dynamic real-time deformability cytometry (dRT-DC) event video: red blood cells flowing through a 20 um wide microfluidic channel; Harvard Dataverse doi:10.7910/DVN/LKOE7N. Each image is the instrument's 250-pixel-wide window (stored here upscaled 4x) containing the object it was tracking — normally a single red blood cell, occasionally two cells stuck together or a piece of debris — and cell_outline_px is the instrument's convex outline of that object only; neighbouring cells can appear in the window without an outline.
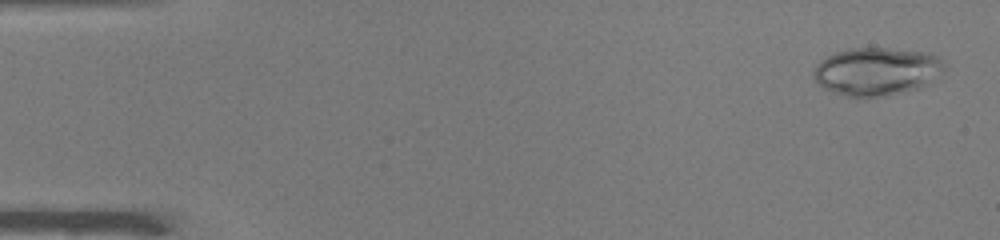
{"species": "common noctule bat (a hibernating species)", "species_latin": "Nyctalus noctula", "temperature_condition": "warm", "stored_images_in_passage": 50, "camera_frame_rate_fps": 3000, "um_per_image_px": 0.085, "animal": {"sex": "male", "body_mass_g": 19.0, "forearm_length_mm": 50.8}, "frame": {"image": 1, "passage_image": 2, "time_ms": 0.333, "image_size_px": [1000, 240], "cell_outline_px": [[944, 68], [920, 88], [904, 92], [884, 96], [856, 100], [832, 92], [816, 84], [812, 76], [812, 72], [816, 64], [820, 60], [836, 52], [852, 48], [884, 48], [928, 52], [940, 56], [944, 64]], "centroid_in_image_um": [74.44, 6.1], "position_along_channel_um": 10.6, "area_um2": 37.05}}
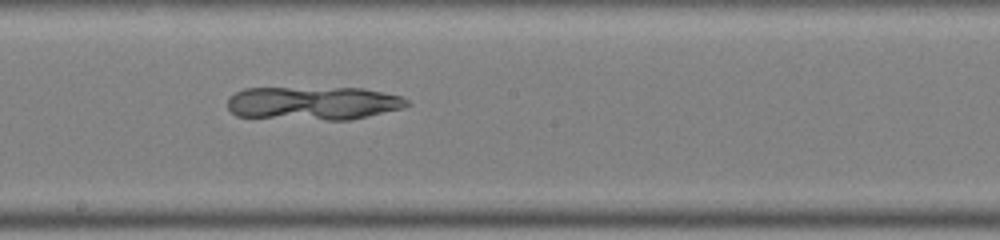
{"frame": {"image": 2, "passage_image": 28, "time_ms": 9.0, "image_size_px": [1000, 240], "cell_outline_px": [[412, 104], [404, 108], [368, 116], [348, 120], [328, 120], [236, 116], [228, 108], [228, 96], [244, 88], [364, 88], [400, 96], [408, 100]], "centroid_in_image_um": [26.64, 8.77], "position_along_channel_um": 221.6, "area_um2": 35.08}}
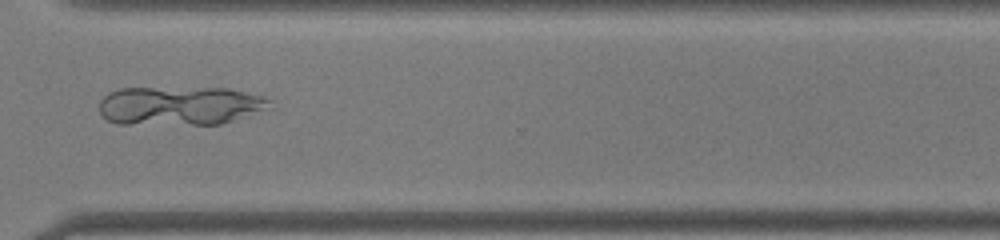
{"frame": {"image": 3, "passage_image": 38, "time_ms": 12.333, "image_size_px": [1000, 240], "cell_outline_px": [[276, 108], [220, 124], [116, 124], [108, 120], [100, 112], [100, 100], [108, 92], [120, 88], [228, 88], [264, 96], [272, 100]], "centroid_in_image_um": [15.38, 8.98], "position_along_channel_um": 355.2, "area_um2": 39.25}}